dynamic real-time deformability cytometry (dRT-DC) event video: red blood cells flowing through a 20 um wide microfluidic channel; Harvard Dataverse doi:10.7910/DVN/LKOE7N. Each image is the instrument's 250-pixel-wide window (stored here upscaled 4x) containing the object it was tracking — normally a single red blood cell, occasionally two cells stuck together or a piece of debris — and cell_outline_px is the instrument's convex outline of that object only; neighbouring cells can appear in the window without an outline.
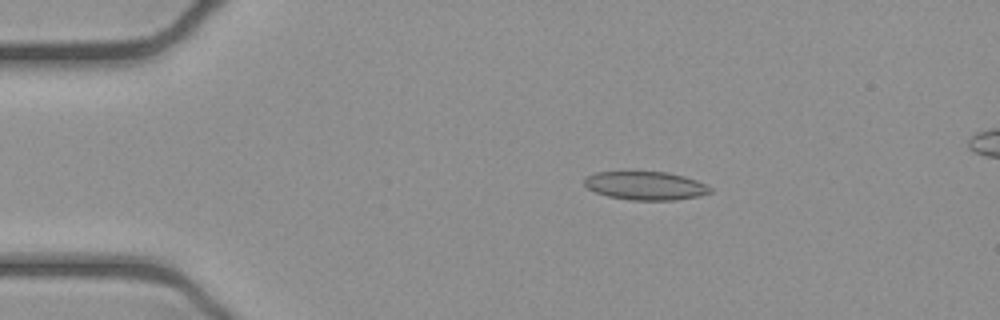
{"species": "common noctule bat (a hibernating species)", "species_latin": "Nyctalus noctula", "temperature_condition": "cold", "stored_images_in_passage": 44, "camera_frame_rate_fps": 3000, "um_per_image_px": 0.085, "animal": {"sex": "female", "body_mass_g": 21.9}, "frame": {"image": 1, "passage_image": 1, "time_ms": 0.0, "image_size_px": [1000, 320], "cell_outline_px": [[712, 192], [700, 196], [676, 200], [628, 200], [608, 196], [596, 192], [588, 188], [584, 184], [584, 180], [588, 176], [596, 172], [668, 172], [684, 176], [696, 180], [712, 188]], "centroid_in_image_um": [54.9, 15.79], "position_along_channel_um": 30.1, "area_um2": 20.81}}
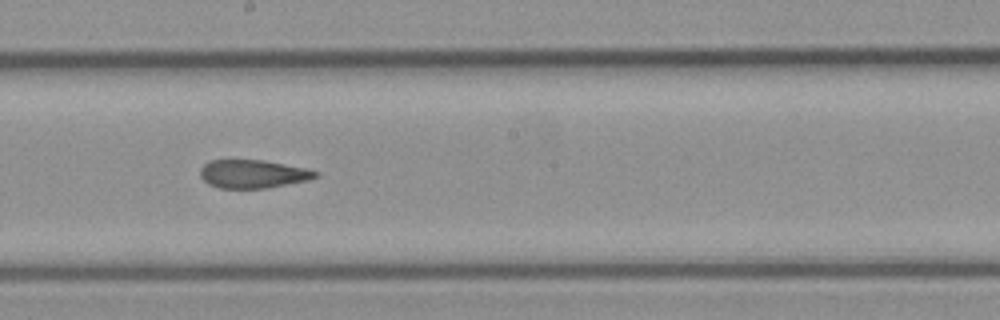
{"frame": {"image": 2, "passage_image": 20, "time_ms": 6.333, "image_size_px": [1000, 320], "cell_outline_px": [[320, 172], [316, 176], [308, 180], [268, 188], [220, 188], [208, 184], [200, 176], [200, 168], [208, 160], [264, 160], [308, 168]], "centroid_in_image_um": [21.5, 14.78], "position_along_channel_um": 226.7, "area_um2": 19.13}}
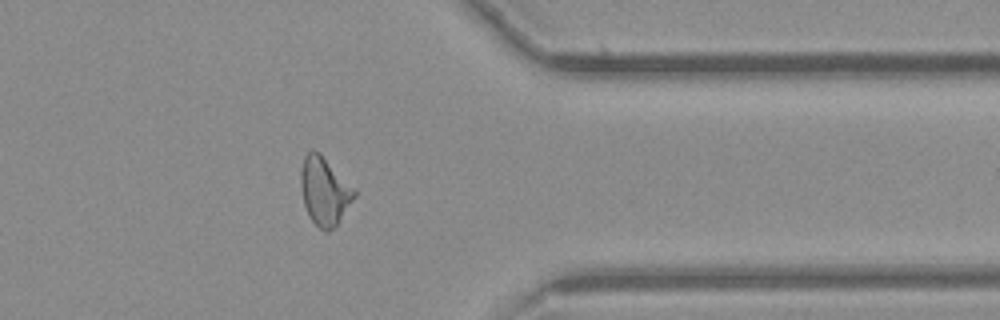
{"frame": {"image": 3, "passage_image": 33, "time_ms": 10.667, "image_size_px": [1000, 320], "cell_outline_px": [[356, 196], [336, 224], [328, 232], [324, 232], [312, 220], [304, 204], [300, 184], [300, 172], [304, 156], [312, 148], [320, 152], [356, 188]], "centroid_in_image_um": [27.59, 16.18], "position_along_channel_um": 383.8, "area_um2": 21.27}}